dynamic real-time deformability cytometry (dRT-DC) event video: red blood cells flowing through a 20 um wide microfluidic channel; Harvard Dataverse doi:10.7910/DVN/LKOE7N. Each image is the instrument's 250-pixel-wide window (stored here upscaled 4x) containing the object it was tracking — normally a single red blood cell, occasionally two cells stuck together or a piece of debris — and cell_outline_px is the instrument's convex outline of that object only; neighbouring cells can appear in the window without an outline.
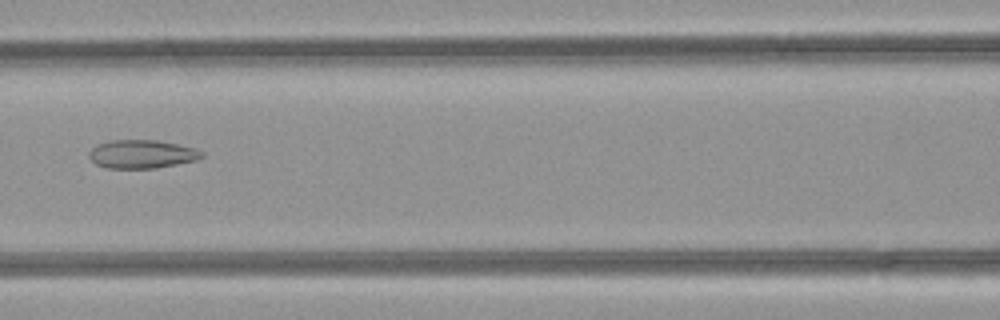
{"species": "common noctule bat (a hibernating species)", "species_latin": "Nyctalus noctula", "temperature_condition": "room temperature", "stored_images_in_passage": 41, "camera_frame_rate_fps": 3000, "um_per_image_px": 0.085, "animal": {"sex": "female", "body_mass_g": 21.9}, "frame": {"image": 1, "passage_image": 14, "time_ms": 4.333, "image_size_px": [1000, 320], "cell_outline_px": [[204, 156], [196, 160], [156, 168], [104, 168], [96, 164], [88, 156], [88, 152], [96, 144], [108, 140], [156, 140], [196, 148], [204, 152]], "centroid_in_image_um": [12.03, 13.09], "position_along_channel_um": 154.6, "area_um2": 18.79}}
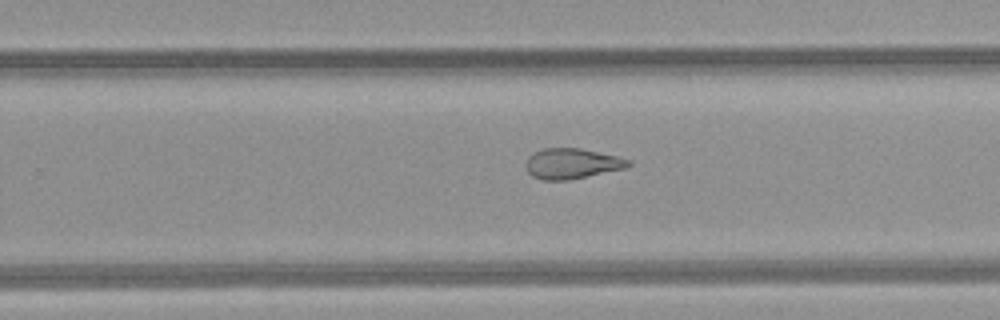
{"frame": {"image": 2, "passage_image": 23, "time_ms": 7.333, "image_size_px": [1000, 320], "cell_outline_px": [[632, 164], [624, 168], [568, 180], [544, 180], [532, 176], [528, 172], [524, 164], [528, 156], [544, 148], [580, 148], [616, 156], [632, 160]], "centroid_in_image_um": [48.59, 13.9], "position_along_channel_um": 281.2, "area_um2": 18.03}}
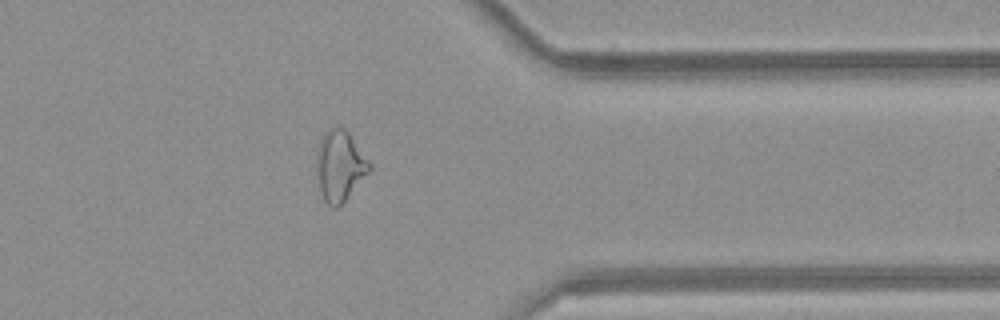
{"frame": {"image": 3, "passage_image": 31, "time_ms": 10.0, "image_size_px": [1000, 320], "cell_outline_px": [[372, 168], [344, 200], [336, 208], [332, 208], [324, 200], [320, 192], [316, 160], [316, 152], [320, 140], [328, 128], [344, 128], [348, 132], [372, 164]], "centroid_in_image_um": [28.87, 14.08], "position_along_channel_um": 382.5, "area_um2": 21.39}, "authors_computed_cell_mechanics": {"area_um2": 21.097, "velocity_mm_per_s": 4.2369, "shape_relaxation_time_tau1_ms": null, "shape_relaxation_time_tau2_ms": 2.0176, "deformation_change_tau1": null, "deformation_change_tau2": 0.0951}}